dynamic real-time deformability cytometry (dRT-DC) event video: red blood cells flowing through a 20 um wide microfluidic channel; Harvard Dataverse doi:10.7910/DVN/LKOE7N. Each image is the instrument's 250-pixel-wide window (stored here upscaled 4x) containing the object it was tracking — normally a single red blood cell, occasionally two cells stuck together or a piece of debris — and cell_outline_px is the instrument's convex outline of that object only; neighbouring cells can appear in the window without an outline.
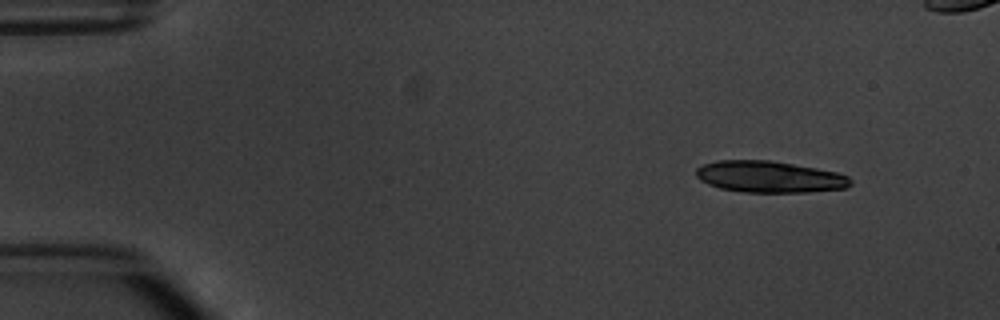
{"species": "common noctule bat (a hibernating species)", "species_latin": "Nyctalus noctula", "temperature_condition": "warm", "stored_images_in_passage": 5, "camera_frame_rate_fps": 3000, "um_per_image_px": 0.085, "animal": {"sex": "male", "body_mass_g": 20.1, "forearm_length_mm": 53.5}, "frame": {"image": 1, "passage_image": 1, "time_ms": 0.0, "image_size_px": [1000, 320], "cell_outline_px": [[852, 184], [848, 188], [804, 192], [744, 192], [720, 188], [708, 184], [700, 180], [696, 176], [696, 168], [704, 164], [716, 160], [768, 160], [816, 168], [836, 172], [848, 176], [852, 180]], "centroid_in_image_um": [65.4, 15.03], "position_along_channel_um": 19.6, "area_um2": 28.32}}